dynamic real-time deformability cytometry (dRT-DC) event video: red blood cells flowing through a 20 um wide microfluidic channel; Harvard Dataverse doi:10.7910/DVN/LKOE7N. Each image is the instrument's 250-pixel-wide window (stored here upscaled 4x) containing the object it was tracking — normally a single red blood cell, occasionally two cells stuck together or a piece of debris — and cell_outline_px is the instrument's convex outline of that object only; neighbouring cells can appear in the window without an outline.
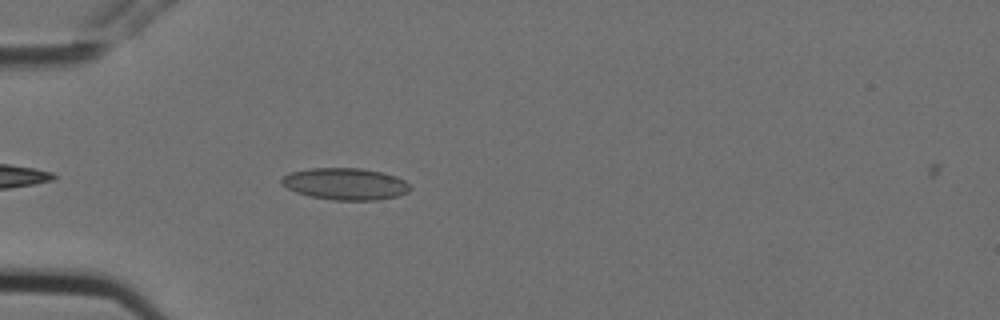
{"species": "Egyptian fruit bat (a non-hibernating species)", "species_latin": "Rousettus aegyptiacus", "temperature_condition": "cold", "stored_images_in_passage": 6, "camera_frame_rate_fps": 3000, "um_per_image_px": 0.085, "animal": {"sex": "female"}, "frame": {"image": 1, "passage_image": 5, "time_ms": 1.333, "image_size_px": [1000, 320], "cell_outline_px": [[412, 188], [408, 192], [400, 196], [376, 200], [332, 200], [308, 196], [296, 192], [280, 184], [280, 180], [284, 176], [292, 172], [312, 168], [360, 168], [380, 172], [396, 176], [404, 180]], "centroid_in_image_um": [29.36, 15.64], "position_along_channel_um": 55.6, "area_um2": 23.87}}